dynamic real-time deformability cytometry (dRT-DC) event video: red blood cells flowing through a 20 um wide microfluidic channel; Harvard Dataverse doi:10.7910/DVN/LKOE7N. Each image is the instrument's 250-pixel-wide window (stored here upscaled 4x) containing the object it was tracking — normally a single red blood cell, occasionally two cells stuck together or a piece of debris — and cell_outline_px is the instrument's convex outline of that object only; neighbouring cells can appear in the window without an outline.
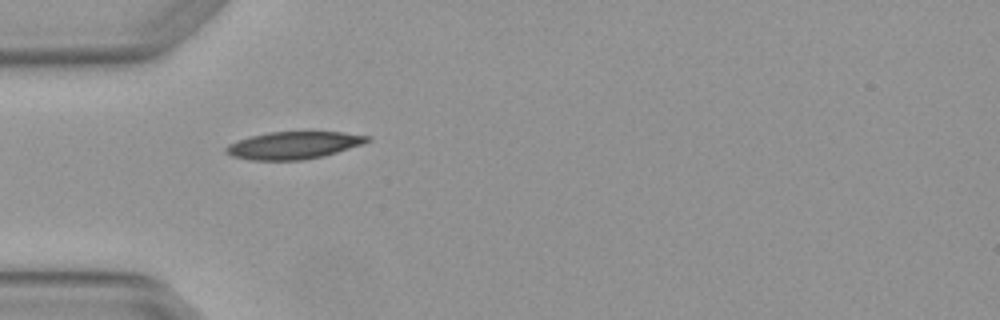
{"species": "Egyptian fruit bat (a non-hibernating species)", "species_latin": "Rousettus aegyptiacus", "temperature_condition": "warm", "stored_images_in_passage": 2, "camera_frame_rate_fps": 3000, "um_per_image_px": 0.085, "animal": {"sex": "female"}, "frame": {"image": 1, "passage_image": 1, "time_ms": 0.0, "image_size_px": [1000, 320], "cell_outline_px": [[372, 140], [324, 156], [300, 160], [252, 160], [232, 156], [224, 152], [224, 148], [228, 144], [236, 140], [268, 132], [308, 128], [344, 132], [368, 136]], "centroid_in_image_um": [24.95, 12.29], "position_along_channel_um": 60.0, "area_um2": 23.47}}
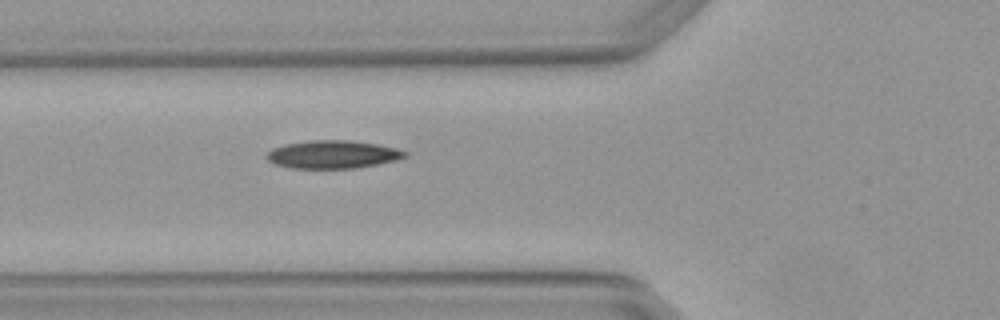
{"frame": {"image": 2, "passage_image": 2, "time_ms": 0.333, "image_size_px": [1000, 320], "cell_outline_px": [[408, 156], [396, 160], [356, 168], [292, 168], [276, 164], [268, 160], [264, 156], [272, 148], [284, 144], [308, 140], [348, 140], [376, 144], [396, 148], [408, 152]], "centroid_in_image_um": [28.27, 13.12], "position_along_channel_um": 97.5, "area_um2": 22.54}}